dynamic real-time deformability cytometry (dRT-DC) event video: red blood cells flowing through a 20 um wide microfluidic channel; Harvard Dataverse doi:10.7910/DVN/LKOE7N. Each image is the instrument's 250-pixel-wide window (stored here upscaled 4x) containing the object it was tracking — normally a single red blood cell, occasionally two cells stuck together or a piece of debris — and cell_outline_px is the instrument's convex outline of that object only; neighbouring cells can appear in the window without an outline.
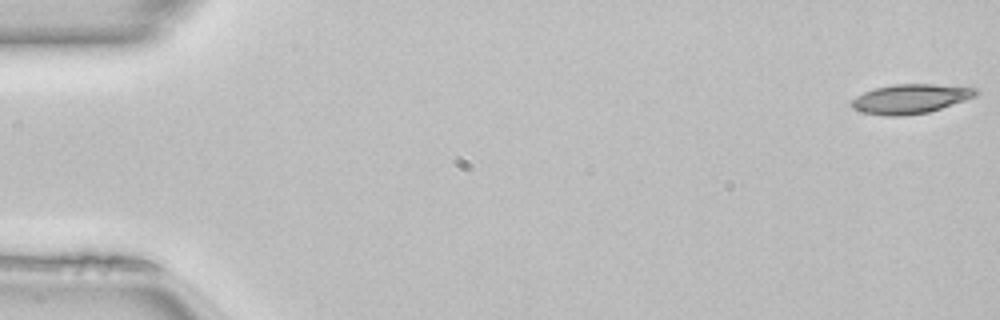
{"species": "common noctule bat (a hibernating species)", "species_latin": "Nyctalus noctula", "temperature_condition": "room temperature", "stored_images_in_passage": 50, "camera_frame_rate_fps": 3000, "um_per_image_px": 0.085, "animal": {"sex": "female", "body_mass_g": 22.7, "forearm_length_mm": 54.2}, "frame": {"image": 1, "passage_image": 1, "time_ms": 0.0, "image_size_px": [1000, 320], "cell_outline_px": [[980, 92], [976, 96], [928, 112], [904, 116], [884, 116], [864, 112], [852, 108], [852, 100], [856, 96], [864, 92], [876, 88], [896, 84], [932, 84], [976, 88]], "centroid_in_image_um": [77.39, 8.4], "position_along_channel_um": 7.6, "area_um2": 21.04}}
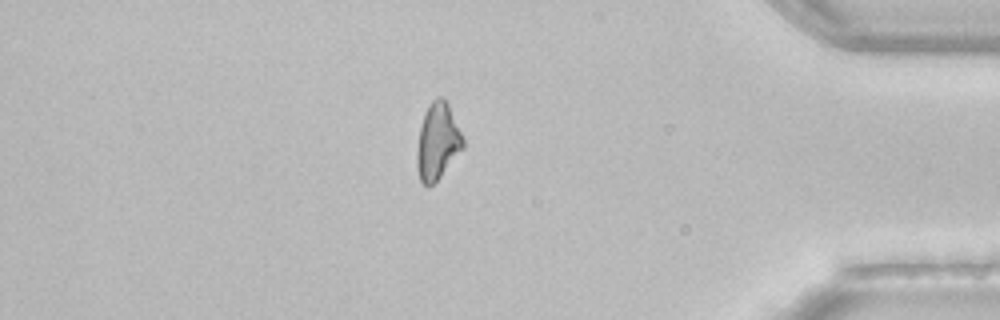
{"frame": {"image": 2, "passage_image": 43, "time_ms": 14.0, "image_size_px": [1000, 320], "cell_outline_px": [[464, 148], [440, 176], [428, 188], [420, 180], [416, 168], [416, 152], [420, 124], [424, 112], [428, 104], [436, 96], [440, 96], [448, 104], [464, 140]], "centroid_in_image_um": [37.16, 12.02], "position_along_channel_um": 398.0, "area_um2": 20.58}}
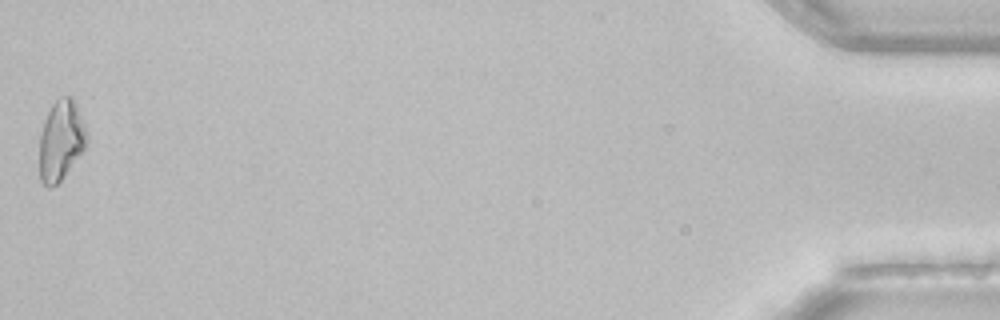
{"frame": {"image": 3, "passage_image": 50, "time_ms": 16.333, "image_size_px": [1000, 320], "cell_outline_px": [[88, 144], [64, 176], [56, 184], [48, 188], [40, 180], [40, 136], [44, 120], [52, 104], [60, 96], [72, 96], [76, 104], [84, 124], [88, 136]], "centroid_in_image_um": [5.19, 11.92], "position_along_channel_um": 430.0, "area_um2": 22.02}}